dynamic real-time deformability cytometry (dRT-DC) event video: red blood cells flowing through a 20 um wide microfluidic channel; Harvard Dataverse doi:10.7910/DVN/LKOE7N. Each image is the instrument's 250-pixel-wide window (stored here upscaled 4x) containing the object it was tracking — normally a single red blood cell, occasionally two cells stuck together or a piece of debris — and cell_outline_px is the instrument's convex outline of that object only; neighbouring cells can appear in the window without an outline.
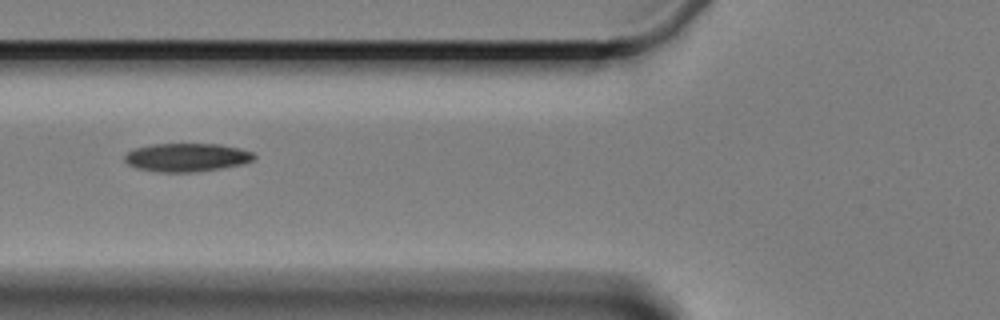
{"species": "Egyptian fruit bat (a non-hibernating species)", "species_latin": "Rousettus aegyptiacus", "temperature_condition": "cold", "stored_images_in_passage": 6, "camera_frame_rate_fps": 3000, "um_per_image_px": 0.085, "animal": {"sex": "female"}, "frame": {"image": 1, "passage_image": 3, "time_ms": 2.333, "image_size_px": [1000, 320], "cell_outline_px": [[256, 156], [252, 160], [244, 164], [220, 168], [192, 172], [164, 172], [136, 168], [128, 164], [124, 160], [124, 156], [132, 148], [152, 144], [220, 144], [240, 148], [252, 152]], "centroid_in_image_um": [15.86, 13.37], "position_along_channel_um": 109.9, "area_um2": 21.39}}
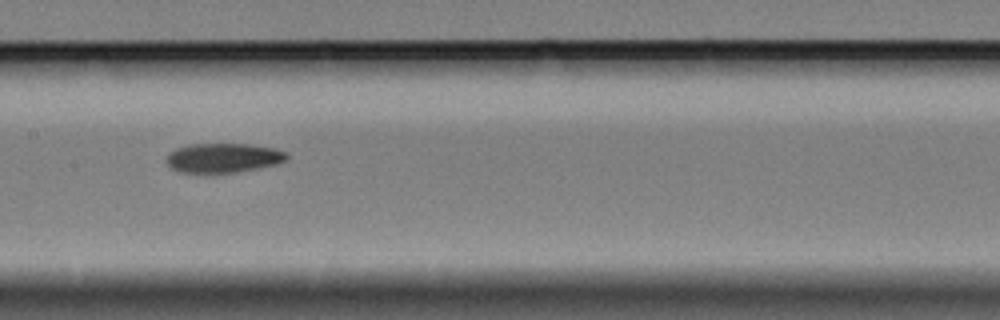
{"frame": {"image": 2, "passage_image": 5, "time_ms": 4.667, "image_size_px": [1000, 320], "cell_outline_px": [[288, 156], [284, 160], [276, 164], [236, 172], [180, 172], [172, 168], [164, 160], [168, 152], [176, 148], [188, 144], [252, 144], [276, 148], [284, 152]], "centroid_in_image_um": [18.93, 13.4], "position_along_channel_um": 188.5, "area_um2": 20.52}}
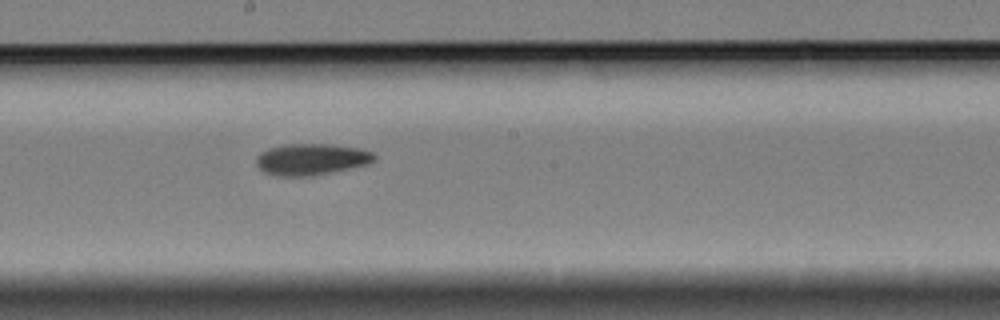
{"frame": {"image": 3, "passage_image": 6, "time_ms": 5.667, "image_size_px": [1000, 320], "cell_outline_px": [[376, 160], [368, 164], [332, 172], [312, 176], [280, 176], [264, 172], [256, 164], [256, 156], [260, 152], [268, 148], [284, 144], [328, 144], [360, 148], [372, 152], [376, 156]], "centroid_in_image_um": [26.46, 13.53], "position_along_channel_um": 221.7, "area_um2": 21.73}}